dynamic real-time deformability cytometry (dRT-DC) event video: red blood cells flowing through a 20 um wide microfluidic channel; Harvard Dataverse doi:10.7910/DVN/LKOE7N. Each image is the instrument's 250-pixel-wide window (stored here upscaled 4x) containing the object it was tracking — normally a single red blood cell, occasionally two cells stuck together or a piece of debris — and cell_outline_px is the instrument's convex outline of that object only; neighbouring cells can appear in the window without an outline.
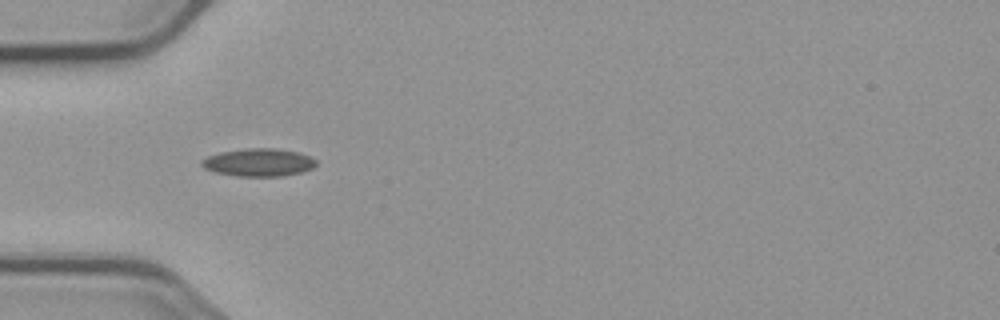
{"species": "common noctule bat (a hibernating species)", "species_latin": "Nyctalus noctula", "temperature_condition": "cold", "stored_images_in_passage": 5, "camera_frame_rate_fps": 3000, "um_per_image_px": 0.085, "animal": {"sex": "male", "body_mass_g": 23.1, "forearm_length_mm": 52.7}, "frame": {"image": 1, "passage_image": 4, "time_ms": 4.0, "image_size_px": [1000, 320], "cell_outline_px": [[316, 164], [312, 168], [300, 172], [284, 176], [236, 176], [216, 172], [204, 168], [200, 164], [200, 160], [208, 156], [220, 152], [248, 148], [276, 148], [300, 152], [316, 160]], "centroid_in_image_um": [21.97, 13.8], "position_along_channel_um": 63.0, "area_um2": 18.55}}
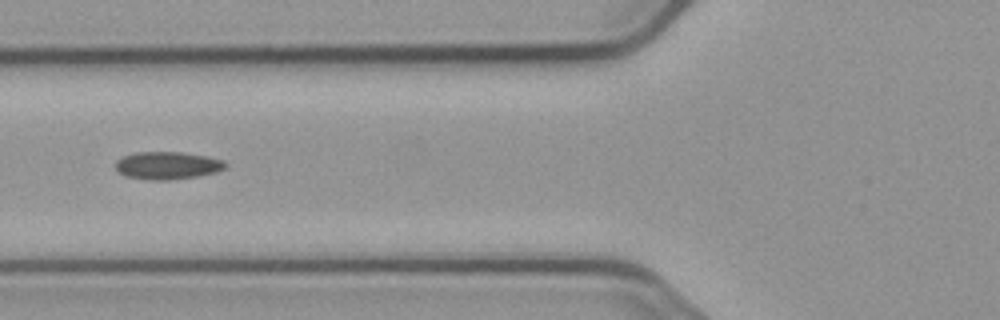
{"frame": {"image": 2, "passage_image": 5, "time_ms": 5.333, "image_size_px": [1000, 320], "cell_outline_px": [[228, 164], [224, 168], [216, 172], [200, 176], [168, 180], [148, 180], [124, 176], [116, 168], [116, 160], [124, 156], [136, 152], [180, 152], [208, 156], [224, 160]], "centroid_in_image_um": [14.25, 14.07], "position_along_channel_um": 111.5, "area_um2": 17.8}}